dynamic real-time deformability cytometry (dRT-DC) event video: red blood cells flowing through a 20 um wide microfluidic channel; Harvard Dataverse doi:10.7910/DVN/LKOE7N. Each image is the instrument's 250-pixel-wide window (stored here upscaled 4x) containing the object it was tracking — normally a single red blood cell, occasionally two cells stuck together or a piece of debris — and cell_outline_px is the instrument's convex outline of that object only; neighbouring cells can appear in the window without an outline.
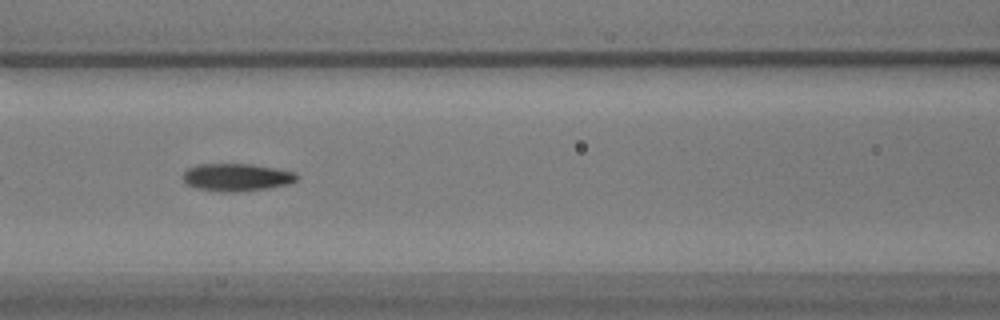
{"species": "common noctule bat (a hibernating species)", "species_latin": "Nyctalus noctula", "temperature_condition": "warm", "stored_images_in_passage": 41, "camera_frame_rate_fps": 3000, "um_per_image_px": 0.085, "animal": {"sex": "male", "body_mass_g": 17.9}, "frame": {"image": 1, "passage_image": 10, "time_ms": 3.0, "image_size_px": [1000, 320], "cell_outline_px": [[300, 176], [296, 180], [288, 184], [268, 188], [236, 192], [220, 192], [196, 188], [184, 184], [184, 172], [188, 168], [200, 164], [248, 164], [296, 172]], "centroid_in_image_um": [20.1, 15.08], "position_along_channel_um": 146.5, "area_um2": 18.26}}
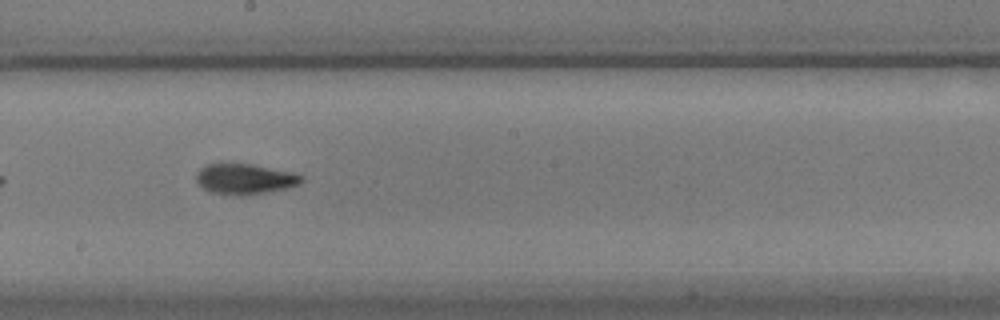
{"frame": {"image": 2, "passage_image": 17, "time_ms": 5.333, "image_size_px": [1000, 320], "cell_outline_px": [[304, 180], [300, 184], [284, 188], [264, 192], [240, 196], [212, 192], [204, 188], [196, 180], [196, 172], [200, 168], [208, 164], [248, 164], [292, 172], [304, 176]], "centroid_in_image_um": [20.81, 15.21], "position_along_channel_um": 227.4, "area_um2": 18.32}}
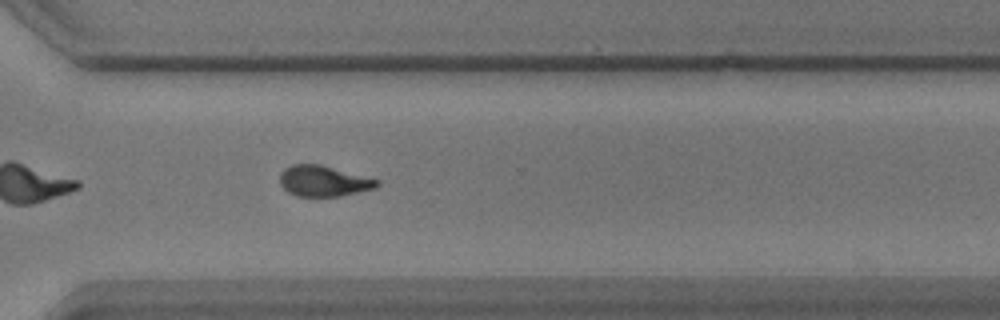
{"frame": {"image": 3, "passage_image": 27, "time_ms": 8.667, "image_size_px": [1000, 320], "cell_outline_px": [[380, 184], [376, 188], [340, 196], [296, 196], [288, 192], [280, 184], [280, 172], [284, 168], [292, 164], [320, 164], [380, 180]], "centroid_in_image_um": [27.5, 15.38], "position_along_channel_um": 343.1, "area_um2": 17.46}, "authors_computed_cell_mechanics": {"area_um2": 18.0336, "velocity_mm_per_s": 3.4776, "shape_relaxation_time_tau1_ms": 5.3973, "shape_relaxation_time_tau2_ms": 2.0098, "deformation_change_tau1": 0.1808, "deformation_change_tau2": 0.0878}}